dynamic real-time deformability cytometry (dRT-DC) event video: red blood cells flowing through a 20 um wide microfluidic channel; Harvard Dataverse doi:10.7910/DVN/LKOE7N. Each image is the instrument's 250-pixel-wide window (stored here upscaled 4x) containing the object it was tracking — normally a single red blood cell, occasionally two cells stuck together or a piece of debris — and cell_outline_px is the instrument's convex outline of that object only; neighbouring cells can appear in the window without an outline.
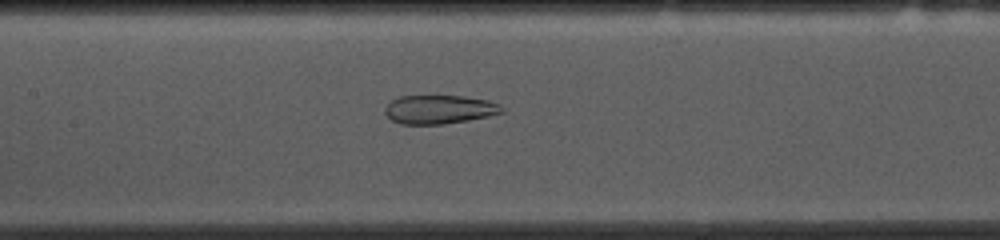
{"species": "common noctule bat (a hibernating species)", "species_latin": "Nyctalus noctula", "temperature_condition": "cold", "stored_images_in_passage": 52, "segment_of_instrument_passage": [1, 2], "camera_frame_rate_fps": 3000, "um_per_image_px": 0.085, "animal": {"sex": "female", "body_mass_g": 10.0, "forearm_length_mm": 53.1}, "frame": {"image": 1, "passage_image": 23, "time_ms": 7.333, "image_size_px": [1000, 240], "cell_outline_px": [[504, 112], [488, 116], [468, 120], [444, 124], [400, 124], [392, 120], [384, 112], [384, 108], [392, 100], [400, 96], [464, 96], [488, 100], [500, 104], [504, 108]], "centroid_in_image_um": [37.36, 9.3], "position_along_channel_um": 170.0, "area_um2": 19.59}}